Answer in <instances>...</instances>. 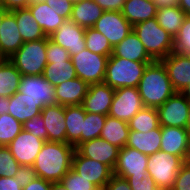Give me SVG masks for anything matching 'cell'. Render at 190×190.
Masks as SVG:
<instances>
[{
	"label": "cell",
	"instance_id": "1",
	"mask_svg": "<svg viewBox=\"0 0 190 190\" xmlns=\"http://www.w3.org/2000/svg\"><path fill=\"white\" fill-rule=\"evenodd\" d=\"M74 151L75 147L68 143L46 141L32 166L37 177L50 182H61L72 167Z\"/></svg>",
	"mask_w": 190,
	"mask_h": 190
},
{
	"label": "cell",
	"instance_id": "2",
	"mask_svg": "<svg viewBox=\"0 0 190 190\" xmlns=\"http://www.w3.org/2000/svg\"><path fill=\"white\" fill-rule=\"evenodd\" d=\"M138 91L144 107L156 109L176 93L161 60L147 65L139 82Z\"/></svg>",
	"mask_w": 190,
	"mask_h": 190
},
{
	"label": "cell",
	"instance_id": "3",
	"mask_svg": "<svg viewBox=\"0 0 190 190\" xmlns=\"http://www.w3.org/2000/svg\"><path fill=\"white\" fill-rule=\"evenodd\" d=\"M133 31L154 61L162 60L173 52L174 38L158 24L156 17L135 24Z\"/></svg>",
	"mask_w": 190,
	"mask_h": 190
},
{
	"label": "cell",
	"instance_id": "4",
	"mask_svg": "<svg viewBox=\"0 0 190 190\" xmlns=\"http://www.w3.org/2000/svg\"><path fill=\"white\" fill-rule=\"evenodd\" d=\"M151 62H136L113 54L108 58L104 83L111 88L138 87L143 72Z\"/></svg>",
	"mask_w": 190,
	"mask_h": 190
},
{
	"label": "cell",
	"instance_id": "5",
	"mask_svg": "<svg viewBox=\"0 0 190 190\" xmlns=\"http://www.w3.org/2000/svg\"><path fill=\"white\" fill-rule=\"evenodd\" d=\"M47 37L24 42L9 59L22 76L42 75L47 65Z\"/></svg>",
	"mask_w": 190,
	"mask_h": 190
},
{
	"label": "cell",
	"instance_id": "6",
	"mask_svg": "<svg viewBox=\"0 0 190 190\" xmlns=\"http://www.w3.org/2000/svg\"><path fill=\"white\" fill-rule=\"evenodd\" d=\"M184 160L180 156L159 150L149 155L147 171L159 188L171 190Z\"/></svg>",
	"mask_w": 190,
	"mask_h": 190
},
{
	"label": "cell",
	"instance_id": "7",
	"mask_svg": "<svg viewBox=\"0 0 190 190\" xmlns=\"http://www.w3.org/2000/svg\"><path fill=\"white\" fill-rule=\"evenodd\" d=\"M109 57L93 53L86 48L73 55L71 60L77 77L91 85L104 81Z\"/></svg>",
	"mask_w": 190,
	"mask_h": 190
},
{
	"label": "cell",
	"instance_id": "8",
	"mask_svg": "<svg viewBox=\"0 0 190 190\" xmlns=\"http://www.w3.org/2000/svg\"><path fill=\"white\" fill-rule=\"evenodd\" d=\"M149 155L124 146L119 149L117 163L113 175L124 179H140L148 176L147 164Z\"/></svg>",
	"mask_w": 190,
	"mask_h": 190
},
{
	"label": "cell",
	"instance_id": "9",
	"mask_svg": "<svg viewBox=\"0 0 190 190\" xmlns=\"http://www.w3.org/2000/svg\"><path fill=\"white\" fill-rule=\"evenodd\" d=\"M71 168L99 190H104L113 176V170L108 165L84 157L76 149L73 153Z\"/></svg>",
	"mask_w": 190,
	"mask_h": 190
},
{
	"label": "cell",
	"instance_id": "10",
	"mask_svg": "<svg viewBox=\"0 0 190 190\" xmlns=\"http://www.w3.org/2000/svg\"><path fill=\"white\" fill-rule=\"evenodd\" d=\"M143 107L138 87H122L115 90L108 115L128 123Z\"/></svg>",
	"mask_w": 190,
	"mask_h": 190
},
{
	"label": "cell",
	"instance_id": "11",
	"mask_svg": "<svg viewBox=\"0 0 190 190\" xmlns=\"http://www.w3.org/2000/svg\"><path fill=\"white\" fill-rule=\"evenodd\" d=\"M190 100L181 92H176L165 103L157 108L159 125L185 128Z\"/></svg>",
	"mask_w": 190,
	"mask_h": 190
},
{
	"label": "cell",
	"instance_id": "12",
	"mask_svg": "<svg viewBox=\"0 0 190 190\" xmlns=\"http://www.w3.org/2000/svg\"><path fill=\"white\" fill-rule=\"evenodd\" d=\"M93 28L104 35L112 47L133 31V26L119 11H104Z\"/></svg>",
	"mask_w": 190,
	"mask_h": 190
},
{
	"label": "cell",
	"instance_id": "13",
	"mask_svg": "<svg viewBox=\"0 0 190 190\" xmlns=\"http://www.w3.org/2000/svg\"><path fill=\"white\" fill-rule=\"evenodd\" d=\"M49 39L66 49L71 57L86 49L85 28L80 27L71 19H66L63 24L49 36Z\"/></svg>",
	"mask_w": 190,
	"mask_h": 190
},
{
	"label": "cell",
	"instance_id": "14",
	"mask_svg": "<svg viewBox=\"0 0 190 190\" xmlns=\"http://www.w3.org/2000/svg\"><path fill=\"white\" fill-rule=\"evenodd\" d=\"M46 141L22 129L7 146L20 165L33 166L35 159Z\"/></svg>",
	"mask_w": 190,
	"mask_h": 190
},
{
	"label": "cell",
	"instance_id": "15",
	"mask_svg": "<svg viewBox=\"0 0 190 190\" xmlns=\"http://www.w3.org/2000/svg\"><path fill=\"white\" fill-rule=\"evenodd\" d=\"M176 92H182L190 84V55L170 53L161 60Z\"/></svg>",
	"mask_w": 190,
	"mask_h": 190
},
{
	"label": "cell",
	"instance_id": "16",
	"mask_svg": "<svg viewBox=\"0 0 190 190\" xmlns=\"http://www.w3.org/2000/svg\"><path fill=\"white\" fill-rule=\"evenodd\" d=\"M119 149L102 138L86 141L76 148L82 156L108 165L112 170L117 163Z\"/></svg>",
	"mask_w": 190,
	"mask_h": 190
},
{
	"label": "cell",
	"instance_id": "17",
	"mask_svg": "<svg viewBox=\"0 0 190 190\" xmlns=\"http://www.w3.org/2000/svg\"><path fill=\"white\" fill-rule=\"evenodd\" d=\"M19 92L33 100L42 102L45 106L57 104L55 86H52L42 75L22 76Z\"/></svg>",
	"mask_w": 190,
	"mask_h": 190
},
{
	"label": "cell",
	"instance_id": "18",
	"mask_svg": "<svg viewBox=\"0 0 190 190\" xmlns=\"http://www.w3.org/2000/svg\"><path fill=\"white\" fill-rule=\"evenodd\" d=\"M114 93L115 89L104 82L91 84L82 103L85 112L108 115Z\"/></svg>",
	"mask_w": 190,
	"mask_h": 190
},
{
	"label": "cell",
	"instance_id": "19",
	"mask_svg": "<svg viewBox=\"0 0 190 190\" xmlns=\"http://www.w3.org/2000/svg\"><path fill=\"white\" fill-rule=\"evenodd\" d=\"M41 116L47 130V141L66 143L65 106H44Z\"/></svg>",
	"mask_w": 190,
	"mask_h": 190
},
{
	"label": "cell",
	"instance_id": "20",
	"mask_svg": "<svg viewBox=\"0 0 190 190\" xmlns=\"http://www.w3.org/2000/svg\"><path fill=\"white\" fill-rule=\"evenodd\" d=\"M23 43L15 16L10 11H7L2 18L0 54L5 59H10Z\"/></svg>",
	"mask_w": 190,
	"mask_h": 190
},
{
	"label": "cell",
	"instance_id": "21",
	"mask_svg": "<svg viewBox=\"0 0 190 190\" xmlns=\"http://www.w3.org/2000/svg\"><path fill=\"white\" fill-rule=\"evenodd\" d=\"M160 150L185 160L190 144V133L185 128L161 126Z\"/></svg>",
	"mask_w": 190,
	"mask_h": 190
},
{
	"label": "cell",
	"instance_id": "22",
	"mask_svg": "<svg viewBox=\"0 0 190 190\" xmlns=\"http://www.w3.org/2000/svg\"><path fill=\"white\" fill-rule=\"evenodd\" d=\"M89 86L78 77L55 86L56 103L62 106L82 105Z\"/></svg>",
	"mask_w": 190,
	"mask_h": 190
},
{
	"label": "cell",
	"instance_id": "23",
	"mask_svg": "<svg viewBox=\"0 0 190 190\" xmlns=\"http://www.w3.org/2000/svg\"><path fill=\"white\" fill-rule=\"evenodd\" d=\"M27 8L47 37L55 32L66 20L43 0H33Z\"/></svg>",
	"mask_w": 190,
	"mask_h": 190
},
{
	"label": "cell",
	"instance_id": "24",
	"mask_svg": "<svg viewBox=\"0 0 190 190\" xmlns=\"http://www.w3.org/2000/svg\"><path fill=\"white\" fill-rule=\"evenodd\" d=\"M9 105L8 113L22 125L27 120L41 114V110L45 106L42 102L33 100L19 91L9 97Z\"/></svg>",
	"mask_w": 190,
	"mask_h": 190
},
{
	"label": "cell",
	"instance_id": "25",
	"mask_svg": "<svg viewBox=\"0 0 190 190\" xmlns=\"http://www.w3.org/2000/svg\"><path fill=\"white\" fill-rule=\"evenodd\" d=\"M115 57L136 61V62H153L154 60L148 55L143 43L139 40L137 34L130 32L119 44L113 47Z\"/></svg>",
	"mask_w": 190,
	"mask_h": 190
},
{
	"label": "cell",
	"instance_id": "26",
	"mask_svg": "<svg viewBox=\"0 0 190 190\" xmlns=\"http://www.w3.org/2000/svg\"><path fill=\"white\" fill-rule=\"evenodd\" d=\"M161 139L160 125L146 133L130 130L126 146L134 148L143 154L151 155L160 150Z\"/></svg>",
	"mask_w": 190,
	"mask_h": 190
},
{
	"label": "cell",
	"instance_id": "27",
	"mask_svg": "<svg viewBox=\"0 0 190 190\" xmlns=\"http://www.w3.org/2000/svg\"><path fill=\"white\" fill-rule=\"evenodd\" d=\"M66 143L75 149L82 143L85 110L82 105L65 106Z\"/></svg>",
	"mask_w": 190,
	"mask_h": 190
},
{
	"label": "cell",
	"instance_id": "28",
	"mask_svg": "<svg viewBox=\"0 0 190 190\" xmlns=\"http://www.w3.org/2000/svg\"><path fill=\"white\" fill-rule=\"evenodd\" d=\"M121 13L134 26L137 23L155 18L157 8L151 0H126Z\"/></svg>",
	"mask_w": 190,
	"mask_h": 190
},
{
	"label": "cell",
	"instance_id": "29",
	"mask_svg": "<svg viewBox=\"0 0 190 190\" xmlns=\"http://www.w3.org/2000/svg\"><path fill=\"white\" fill-rule=\"evenodd\" d=\"M104 10L93 0H81L73 3L70 19L83 28L94 27Z\"/></svg>",
	"mask_w": 190,
	"mask_h": 190
},
{
	"label": "cell",
	"instance_id": "30",
	"mask_svg": "<svg viewBox=\"0 0 190 190\" xmlns=\"http://www.w3.org/2000/svg\"><path fill=\"white\" fill-rule=\"evenodd\" d=\"M10 12L15 16L19 33L24 42L47 37L28 8L15 9Z\"/></svg>",
	"mask_w": 190,
	"mask_h": 190
},
{
	"label": "cell",
	"instance_id": "31",
	"mask_svg": "<svg viewBox=\"0 0 190 190\" xmlns=\"http://www.w3.org/2000/svg\"><path fill=\"white\" fill-rule=\"evenodd\" d=\"M129 131L127 122L107 115L100 138L118 148H123L127 144Z\"/></svg>",
	"mask_w": 190,
	"mask_h": 190
},
{
	"label": "cell",
	"instance_id": "32",
	"mask_svg": "<svg viewBox=\"0 0 190 190\" xmlns=\"http://www.w3.org/2000/svg\"><path fill=\"white\" fill-rule=\"evenodd\" d=\"M42 76L52 86H57L70 79L76 78L77 74L72 60H59L54 63H47Z\"/></svg>",
	"mask_w": 190,
	"mask_h": 190
},
{
	"label": "cell",
	"instance_id": "33",
	"mask_svg": "<svg viewBox=\"0 0 190 190\" xmlns=\"http://www.w3.org/2000/svg\"><path fill=\"white\" fill-rule=\"evenodd\" d=\"M21 77L15 65L9 59H4L0 64V96L11 97L18 92Z\"/></svg>",
	"mask_w": 190,
	"mask_h": 190
},
{
	"label": "cell",
	"instance_id": "34",
	"mask_svg": "<svg viewBox=\"0 0 190 190\" xmlns=\"http://www.w3.org/2000/svg\"><path fill=\"white\" fill-rule=\"evenodd\" d=\"M186 16L187 15L179 6L161 8L158 9L156 13L158 24L166 30L172 38L177 35Z\"/></svg>",
	"mask_w": 190,
	"mask_h": 190
},
{
	"label": "cell",
	"instance_id": "35",
	"mask_svg": "<svg viewBox=\"0 0 190 190\" xmlns=\"http://www.w3.org/2000/svg\"><path fill=\"white\" fill-rule=\"evenodd\" d=\"M129 129L146 133L159 126L156 108L143 107L129 122Z\"/></svg>",
	"mask_w": 190,
	"mask_h": 190
},
{
	"label": "cell",
	"instance_id": "36",
	"mask_svg": "<svg viewBox=\"0 0 190 190\" xmlns=\"http://www.w3.org/2000/svg\"><path fill=\"white\" fill-rule=\"evenodd\" d=\"M85 42L86 48L93 53L104 56H111L113 53V47L107 38L93 27L85 29Z\"/></svg>",
	"mask_w": 190,
	"mask_h": 190
},
{
	"label": "cell",
	"instance_id": "37",
	"mask_svg": "<svg viewBox=\"0 0 190 190\" xmlns=\"http://www.w3.org/2000/svg\"><path fill=\"white\" fill-rule=\"evenodd\" d=\"M22 129L23 125L9 113L0 115V146H8Z\"/></svg>",
	"mask_w": 190,
	"mask_h": 190
},
{
	"label": "cell",
	"instance_id": "38",
	"mask_svg": "<svg viewBox=\"0 0 190 190\" xmlns=\"http://www.w3.org/2000/svg\"><path fill=\"white\" fill-rule=\"evenodd\" d=\"M107 115L85 112L83 122L82 143L100 138Z\"/></svg>",
	"mask_w": 190,
	"mask_h": 190
},
{
	"label": "cell",
	"instance_id": "39",
	"mask_svg": "<svg viewBox=\"0 0 190 190\" xmlns=\"http://www.w3.org/2000/svg\"><path fill=\"white\" fill-rule=\"evenodd\" d=\"M173 52L190 55V15H187L174 37Z\"/></svg>",
	"mask_w": 190,
	"mask_h": 190
},
{
	"label": "cell",
	"instance_id": "40",
	"mask_svg": "<svg viewBox=\"0 0 190 190\" xmlns=\"http://www.w3.org/2000/svg\"><path fill=\"white\" fill-rule=\"evenodd\" d=\"M7 146H0V177L12 178L20 168Z\"/></svg>",
	"mask_w": 190,
	"mask_h": 190
},
{
	"label": "cell",
	"instance_id": "41",
	"mask_svg": "<svg viewBox=\"0 0 190 190\" xmlns=\"http://www.w3.org/2000/svg\"><path fill=\"white\" fill-rule=\"evenodd\" d=\"M61 182L68 190H99L87 179L77 174L72 168L62 178Z\"/></svg>",
	"mask_w": 190,
	"mask_h": 190
},
{
	"label": "cell",
	"instance_id": "42",
	"mask_svg": "<svg viewBox=\"0 0 190 190\" xmlns=\"http://www.w3.org/2000/svg\"><path fill=\"white\" fill-rule=\"evenodd\" d=\"M23 129L35 137L47 141V130L41 114L34 116L23 124Z\"/></svg>",
	"mask_w": 190,
	"mask_h": 190
},
{
	"label": "cell",
	"instance_id": "43",
	"mask_svg": "<svg viewBox=\"0 0 190 190\" xmlns=\"http://www.w3.org/2000/svg\"><path fill=\"white\" fill-rule=\"evenodd\" d=\"M47 63H54V61L59 60H71L69 52L61 47L60 45L54 43L47 37Z\"/></svg>",
	"mask_w": 190,
	"mask_h": 190
},
{
	"label": "cell",
	"instance_id": "44",
	"mask_svg": "<svg viewBox=\"0 0 190 190\" xmlns=\"http://www.w3.org/2000/svg\"><path fill=\"white\" fill-rule=\"evenodd\" d=\"M171 190H190V165L184 163L181 166Z\"/></svg>",
	"mask_w": 190,
	"mask_h": 190
},
{
	"label": "cell",
	"instance_id": "45",
	"mask_svg": "<svg viewBox=\"0 0 190 190\" xmlns=\"http://www.w3.org/2000/svg\"><path fill=\"white\" fill-rule=\"evenodd\" d=\"M50 8H54L58 15L70 19L73 3L69 0H43Z\"/></svg>",
	"mask_w": 190,
	"mask_h": 190
},
{
	"label": "cell",
	"instance_id": "46",
	"mask_svg": "<svg viewBox=\"0 0 190 190\" xmlns=\"http://www.w3.org/2000/svg\"><path fill=\"white\" fill-rule=\"evenodd\" d=\"M36 177L37 175L34 168L26 165H21L15 174V179L22 189Z\"/></svg>",
	"mask_w": 190,
	"mask_h": 190
},
{
	"label": "cell",
	"instance_id": "47",
	"mask_svg": "<svg viewBox=\"0 0 190 190\" xmlns=\"http://www.w3.org/2000/svg\"><path fill=\"white\" fill-rule=\"evenodd\" d=\"M131 190H155L157 188L154 180L148 175L142 181L140 179H126Z\"/></svg>",
	"mask_w": 190,
	"mask_h": 190
},
{
	"label": "cell",
	"instance_id": "48",
	"mask_svg": "<svg viewBox=\"0 0 190 190\" xmlns=\"http://www.w3.org/2000/svg\"><path fill=\"white\" fill-rule=\"evenodd\" d=\"M104 190H131L126 179L113 175Z\"/></svg>",
	"mask_w": 190,
	"mask_h": 190
},
{
	"label": "cell",
	"instance_id": "49",
	"mask_svg": "<svg viewBox=\"0 0 190 190\" xmlns=\"http://www.w3.org/2000/svg\"><path fill=\"white\" fill-rule=\"evenodd\" d=\"M33 0H0V6L5 11L27 8Z\"/></svg>",
	"mask_w": 190,
	"mask_h": 190
},
{
	"label": "cell",
	"instance_id": "50",
	"mask_svg": "<svg viewBox=\"0 0 190 190\" xmlns=\"http://www.w3.org/2000/svg\"><path fill=\"white\" fill-rule=\"evenodd\" d=\"M104 11H119L121 12L126 0H93Z\"/></svg>",
	"mask_w": 190,
	"mask_h": 190
},
{
	"label": "cell",
	"instance_id": "51",
	"mask_svg": "<svg viewBox=\"0 0 190 190\" xmlns=\"http://www.w3.org/2000/svg\"><path fill=\"white\" fill-rule=\"evenodd\" d=\"M52 182L36 177L23 190H51Z\"/></svg>",
	"mask_w": 190,
	"mask_h": 190
},
{
	"label": "cell",
	"instance_id": "52",
	"mask_svg": "<svg viewBox=\"0 0 190 190\" xmlns=\"http://www.w3.org/2000/svg\"><path fill=\"white\" fill-rule=\"evenodd\" d=\"M0 190H23V189L20 187L15 177L6 178V177L1 176Z\"/></svg>",
	"mask_w": 190,
	"mask_h": 190
},
{
	"label": "cell",
	"instance_id": "53",
	"mask_svg": "<svg viewBox=\"0 0 190 190\" xmlns=\"http://www.w3.org/2000/svg\"><path fill=\"white\" fill-rule=\"evenodd\" d=\"M156 6L157 10L166 7H176L179 6V0H151Z\"/></svg>",
	"mask_w": 190,
	"mask_h": 190
},
{
	"label": "cell",
	"instance_id": "54",
	"mask_svg": "<svg viewBox=\"0 0 190 190\" xmlns=\"http://www.w3.org/2000/svg\"><path fill=\"white\" fill-rule=\"evenodd\" d=\"M9 106V97L0 96V115L8 113Z\"/></svg>",
	"mask_w": 190,
	"mask_h": 190
},
{
	"label": "cell",
	"instance_id": "55",
	"mask_svg": "<svg viewBox=\"0 0 190 190\" xmlns=\"http://www.w3.org/2000/svg\"><path fill=\"white\" fill-rule=\"evenodd\" d=\"M179 7L186 15H190V0H179Z\"/></svg>",
	"mask_w": 190,
	"mask_h": 190
},
{
	"label": "cell",
	"instance_id": "56",
	"mask_svg": "<svg viewBox=\"0 0 190 190\" xmlns=\"http://www.w3.org/2000/svg\"><path fill=\"white\" fill-rule=\"evenodd\" d=\"M51 190H68L62 182H52Z\"/></svg>",
	"mask_w": 190,
	"mask_h": 190
},
{
	"label": "cell",
	"instance_id": "57",
	"mask_svg": "<svg viewBox=\"0 0 190 190\" xmlns=\"http://www.w3.org/2000/svg\"><path fill=\"white\" fill-rule=\"evenodd\" d=\"M181 93L190 100V84Z\"/></svg>",
	"mask_w": 190,
	"mask_h": 190
},
{
	"label": "cell",
	"instance_id": "58",
	"mask_svg": "<svg viewBox=\"0 0 190 190\" xmlns=\"http://www.w3.org/2000/svg\"><path fill=\"white\" fill-rule=\"evenodd\" d=\"M7 11H5L1 6H0V33H1V26H2V18L3 15L6 13Z\"/></svg>",
	"mask_w": 190,
	"mask_h": 190
},
{
	"label": "cell",
	"instance_id": "59",
	"mask_svg": "<svg viewBox=\"0 0 190 190\" xmlns=\"http://www.w3.org/2000/svg\"><path fill=\"white\" fill-rule=\"evenodd\" d=\"M185 129L190 133V104H189V112H188V118H187V125Z\"/></svg>",
	"mask_w": 190,
	"mask_h": 190
},
{
	"label": "cell",
	"instance_id": "60",
	"mask_svg": "<svg viewBox=\"0 0 190 190\" xmlns=\"http://www.w3.org/2000/svg\"><path fill=\"white\" fill-rule=\"evenodd\" d=\"M184 163H186L187 165H190V144H189V148H188L187 155H186V158L184 160Z\"/></svg>",
	"mask_w": 190,
	"mask_h": 190
},
{
	"label": "cell",
	"instance_id": "61",
	"mask_svg": "<svg viewBox=\"0 0 190 190\" xmlns=\"http://www.w3.org/2000/svg\"><path fill=\"white\" fill-rule=\"evenodd\" d=\"M4 57L0 54V64L4 61Z\"/></svg>",
	"mask_w": 190,
	"mask_h": 190
},
{
	"label": "cell",
	"instance_id": "62",
	"mask_svg": "<svg viewBox=\"0 0 190 190\" xmlns=\"http://www.w3.org/2000/svg\"><path fill=\"white\" fill-rule=\"evenodd\" d=\"M69 1H71L72 3H76V2H79L81 0H69Z\"/></svg>",
	"mask_w": 190,
	"mask_h": 190
},
{
	"label": "cell",
	"instance_id": "63",
	"mask_svg": "<svg viewBox=\"0 0 190 190\" xmlns=\"http://www.w3.org/2000/svg\"><path fill=\"white\" fill-rule=\"evenodd\" d=\"M155 190H166V189L157 187Z\"/></svg>",
	"mask_w": 190,
	"mask_h": 190
}]
</instances>
